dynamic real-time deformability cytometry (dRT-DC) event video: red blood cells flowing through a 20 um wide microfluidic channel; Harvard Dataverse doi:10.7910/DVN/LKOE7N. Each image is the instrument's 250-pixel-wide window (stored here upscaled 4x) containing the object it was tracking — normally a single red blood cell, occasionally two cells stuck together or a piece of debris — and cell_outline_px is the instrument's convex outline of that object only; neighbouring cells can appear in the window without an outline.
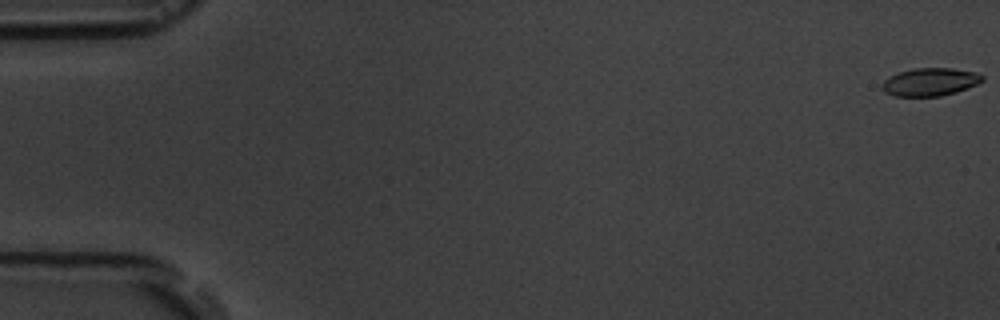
{"species": "common noctule bat (a hibernating species)", "species_latin": "Nyctalus noctula", "temperature_condition": "room temperature", "stored_images_in_passage": 5, "camera_frame_rate_fps": 3000, "um_per_image_px": 0.085, "animal": {"sex": "male", "body_mass_g": 19.5, "forearm_length_mm": 54.6}, "frame": {"image": 1, "passage_image": 1, "time_ms": 0.0, "image_size_px": [1000, 320], "cell_outline_px": [[984, 80], [976, 84], [956, 92], [940, 96], [896, 96], [884, 92], [880, 84], [884, 80], [900, 72], [916, 68], [952, 68], [976, 72], [984, 76]], "centroid_in_image_um": [79.06, 6.96], "position_along_channel_um": 5.9, "area_um2": 16.18}}
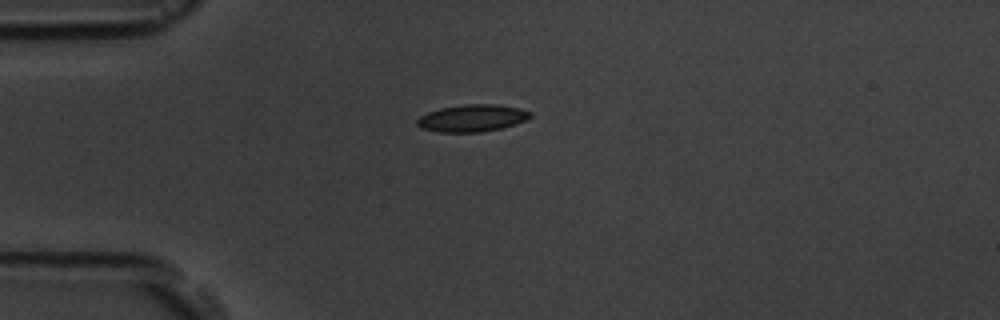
{"frame": {"image": 2, "passage_image": 4, "time_ms": 4.667, "image_size_px": [1000, 320], "cell_outline_px": [[532, 116], [524, 120], [500, 128], [480, 132], [436, 132], [420, 128], [416, 124], [416, 120], [420, 116], [428, 112], [440, 108], [464, 104], [496, 104], [520, 108], [532, 112]], "centroid_in_image_um": [40.09, 10.03], "position_along_channel_um": 44.9, "area_um2": 17.86}}